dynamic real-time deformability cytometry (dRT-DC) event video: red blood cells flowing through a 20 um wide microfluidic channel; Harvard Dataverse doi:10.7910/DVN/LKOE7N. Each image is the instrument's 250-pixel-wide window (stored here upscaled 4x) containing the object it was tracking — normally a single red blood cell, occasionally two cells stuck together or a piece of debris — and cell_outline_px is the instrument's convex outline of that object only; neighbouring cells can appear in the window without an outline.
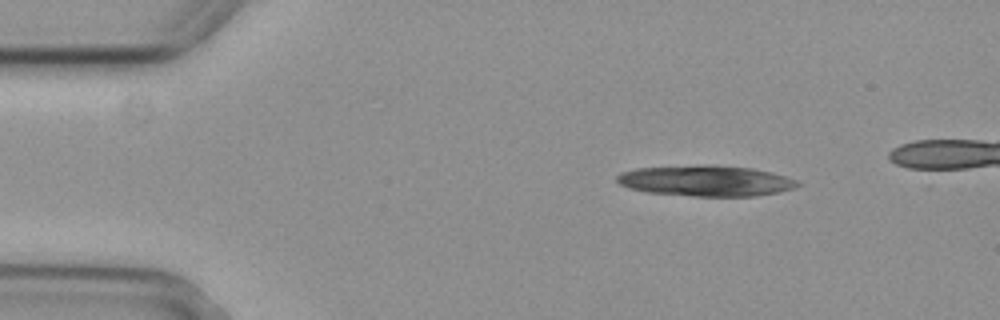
{"species": "common noctule bat (a hibernating species)", "species_latin": "Nyctalus noctula", "temperature_condition": "cold", "stored_images_in_passage": 4, "camera_frame_rate_fps": 3000, "um_per_image_px": 0.085, "animal": {"sex": "female", "body_mass_g": 29.2, "forearm_length_mm": 56.3}, "frame": {"image": 1, "passage_image": 1, "time_ms": 0.0, "image_size_px": [1000, 320], "cell_outline_px": [[804, 184], [796, 188], [756, 196], [692, 196], [648, 192], [628, 188], [620, 184], [616, 180], [616, 176], [620, 172], [636, 168], [700, 164], [708, 164], [752, 168], [772, 172], [796, 180]], "centroid_in_image_um": [59.99, 15.36], "position_along_channel_um": 25.0, "area_um2": 32.71}}